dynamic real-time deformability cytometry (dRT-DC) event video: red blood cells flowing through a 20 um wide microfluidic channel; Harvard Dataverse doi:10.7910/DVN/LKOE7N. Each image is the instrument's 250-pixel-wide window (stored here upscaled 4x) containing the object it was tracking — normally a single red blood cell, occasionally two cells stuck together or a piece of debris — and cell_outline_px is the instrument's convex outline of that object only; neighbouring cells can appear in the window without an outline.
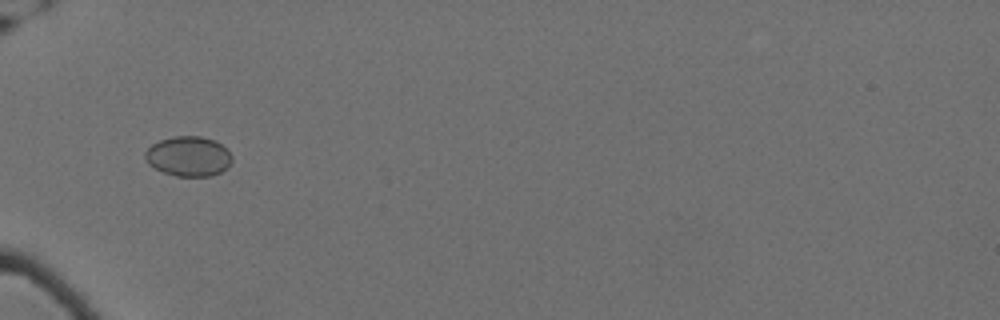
{"species": "Egyptian fruit bat (a non-hibernating species)", "species_latin": "Rousettus aegyptiacus", "temperature_condition": "cold", "stored_images_in_passage": 8, "camera_frame_rate_fps": 3000, "um_per_image_px": 0.085, "animal": {"sex": "female"}, "frame": {"image": 1, "passage_image": 1, "time_ms": 0.0, "image_size_px": [1000, 320], "cell_outline_px": [[232, 160], [220, 172], [212, 176], [176, 176], [164, 172], [148, 164], [144, 156], [144, 152], [152, 144], [160, 140], [172, 136], [200, 136], [216, 140], [232, 156]], "centroid_in_image_um": [15.99, 13.27], "position_along_channel_um": 69.0, "area_um2": 20.06}}
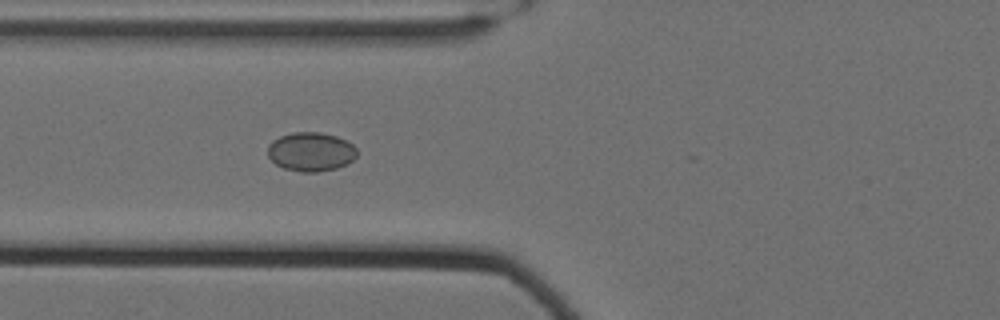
{"frame": {"image": 2, "passage_image": 4, "time_ms": 1.0, "image_size_px": [1000, 320], "cell_outline_px": [[356, 156], [348, 164], [336, 168], [316, 172], [300, 172], [284, 168], [276, 164], [268, 156], [268, 144], [272, 140], [280, 136], [292, 132], [320, 132], [336, 136], [352, 144], [356, 148]], "centroid_in_image_um": [26.41, 12.89], "position_along_channel_um": 99.4, "area_um2": 20.29}}
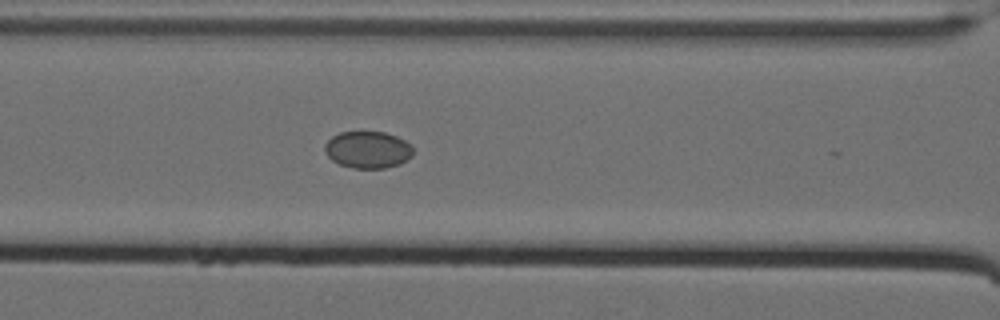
{"frame": {"image": 3, "passage_image": 7, "time_ms": 2.0, "image_size_px": [1000, 320], "cell_outline_px": [[412, 156], [408, 160], [400, 164], [384, 168], [352, 168], [340, 164], [332, 160], [328, 156], [324, 148], [324, 144], [332, 136], [340, 132], [384, 132], [396, 136], [412, 144]], "centroid_in_image_um": [31.28, 12.73], "position_along_channel_um": 135.3, "area_um2": 19.07}}